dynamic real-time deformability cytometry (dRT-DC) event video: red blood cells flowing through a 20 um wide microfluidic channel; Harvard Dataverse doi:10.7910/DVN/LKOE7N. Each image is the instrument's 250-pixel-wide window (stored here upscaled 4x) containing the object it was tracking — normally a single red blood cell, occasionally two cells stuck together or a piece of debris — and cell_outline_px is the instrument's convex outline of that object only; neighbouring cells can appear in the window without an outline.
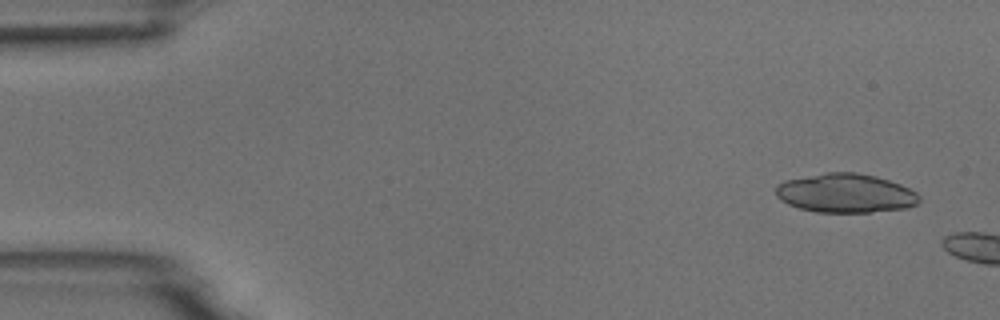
{"species": "common noctule bat (a hibernating species)", "species_latin": "Nyctalus noctula", "temperature_condition": "room temperature", "stored_images_in_passage": 4, "camera_frame_rate_fps": 3000, "um_per_image_px": 0.085, "animal": {"sex": "male", "body_mass_g": 18.8}, "frame": {"image": 1, "passage_image": 1, "time_ms": 0.0, "image_size_px": [1000, 320], "cell_outline_px": [[920, 200], [916, 204], [908, 208], [868, 212], [816, 212], [800, 208], [788, 204], [780, 200], [776, 196], [776, 184], [784, 180], [828, 172], [856, 172], [876, 176], [900, 184], [916, 192], [920, 196]], "centroid_in_image_um": [71.86, 16.42], "position_along_channel_um": 13.1, "area_um2": 32.66}}